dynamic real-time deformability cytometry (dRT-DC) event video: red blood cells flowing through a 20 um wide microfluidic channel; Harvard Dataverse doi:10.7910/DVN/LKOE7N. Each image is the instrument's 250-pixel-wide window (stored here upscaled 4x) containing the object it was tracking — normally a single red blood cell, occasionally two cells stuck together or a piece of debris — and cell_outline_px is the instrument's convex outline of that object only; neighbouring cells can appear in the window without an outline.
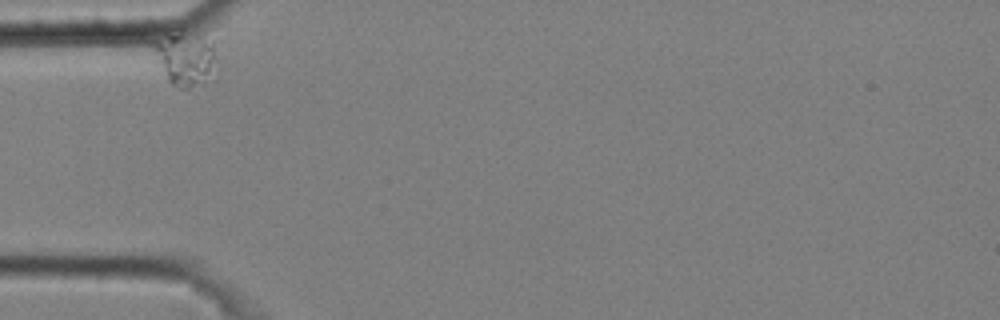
{"species": "common noctule bat (a hibernating species)", "species_latin": "Nyctalus noctula", "temperature_condition": "cold", "stored_images_in_passage": 39, "camera_frame_rate_fps": 3000, "um_per_image_px": 0.085, "animal": {"sex": "male", "body_mass_g": 20.4}, "frame": {"image": 1, "passage_image": 1, "time_ms": 0.0, "image_size_px": [1000, 320], "cell_outline_px": [[216, 80], [204, 84], [188, 88], [180, 88], [172, 84], [168, 80], [148, 44], [180, 28], [212, 44]], "centroid_in_image_um": [15.72, 5.01], "position_along_channel_um": 69.3, "area_um2": 20.0}}
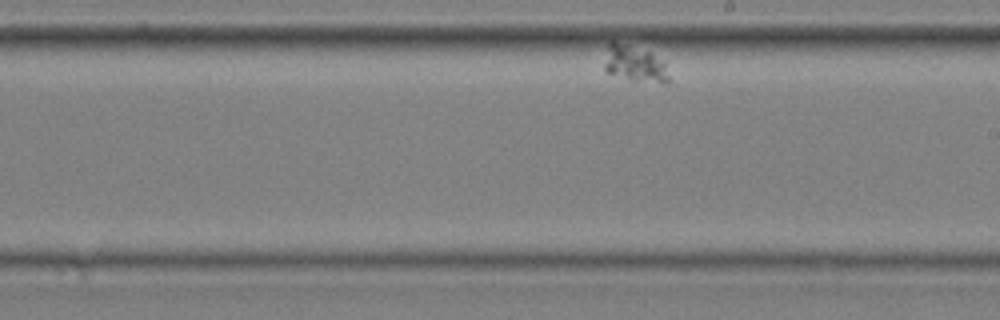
{"frame": {"image": 2, "passage_image": 23, "time_ms": 7.333, "image_size_px": [1000, 320], "cell_outline_px": [[668, 80], [632, 80], [604, 72], [604, 64], [608, 44], [612, 40], [648, 52], [664, 64], [668, 76]], "centroid_in_image_um": [53.81, 5.39], "position_along_channel_um": 235.2, "area_um2": 12.72}}
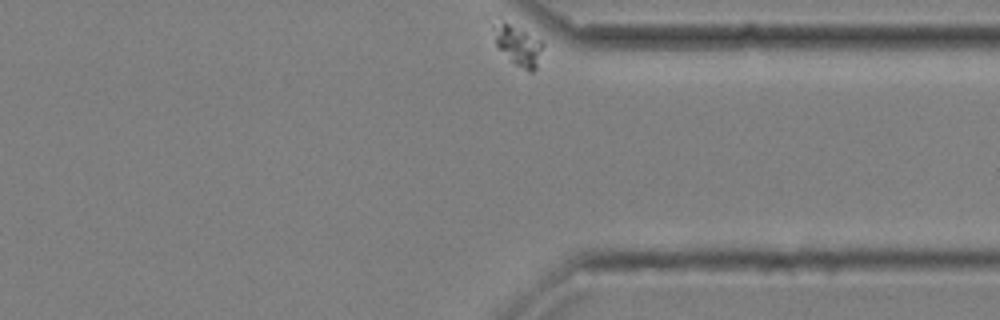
{"frame": {"image": 3, "passage_image": 39, "time_ms": 12.667, "image_size_px": [1000, 320], "cell_outline_px": [[544, 44], [536, 68], [532, 72], [528, 72], [516, 64], [496, 44], [492, 28], [492, 24], [500, 16], [544, 40]], "centroid_in_image_um": [44.03, 3.72], "position_along_channel_um": 367.4, "area_um2": 12.02}}